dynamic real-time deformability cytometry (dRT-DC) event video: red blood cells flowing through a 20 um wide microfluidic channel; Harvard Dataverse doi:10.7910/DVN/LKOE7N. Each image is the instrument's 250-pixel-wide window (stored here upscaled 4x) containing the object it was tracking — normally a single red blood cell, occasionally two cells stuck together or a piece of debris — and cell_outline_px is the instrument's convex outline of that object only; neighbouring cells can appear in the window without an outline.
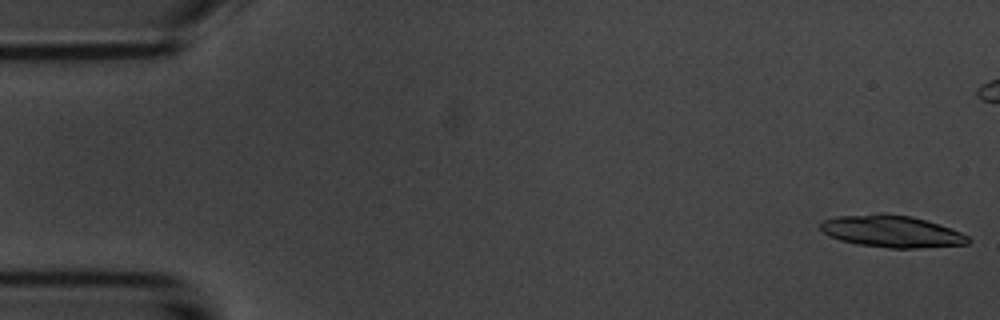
{"species": "common noctule bat (a hibernating species)", "species_latin": "Nyctalus noctula", "temperature_condition": "room temperature", "stored_images_in_passage": 6, "camera_frame_rate_fps": 3000, "um_per_image_px": 0.085, "animal": {"sex": "male", "body_mass_g": 20.1, "forearm_length_mm": 53.5}, "frame": {"image": 1, "passage_image": 1, "time_ms": 0.0, "image_size_px": [1000, 320], "cell_outline_px": [[972, 240], [968, 244], [916, 248], [892, 248], [856, 244], [840, 240], [824, 232], [820, 228], [820, 224], [824, 220], [836, 216], [880, 212], [884, 212], [912, 216], [940, 224], [960, 232], [968, 236]], "centroid_in_image_um": [75.8, 19.65], "position_along_channel_um": 9.2, "area_um2": 27.69}}